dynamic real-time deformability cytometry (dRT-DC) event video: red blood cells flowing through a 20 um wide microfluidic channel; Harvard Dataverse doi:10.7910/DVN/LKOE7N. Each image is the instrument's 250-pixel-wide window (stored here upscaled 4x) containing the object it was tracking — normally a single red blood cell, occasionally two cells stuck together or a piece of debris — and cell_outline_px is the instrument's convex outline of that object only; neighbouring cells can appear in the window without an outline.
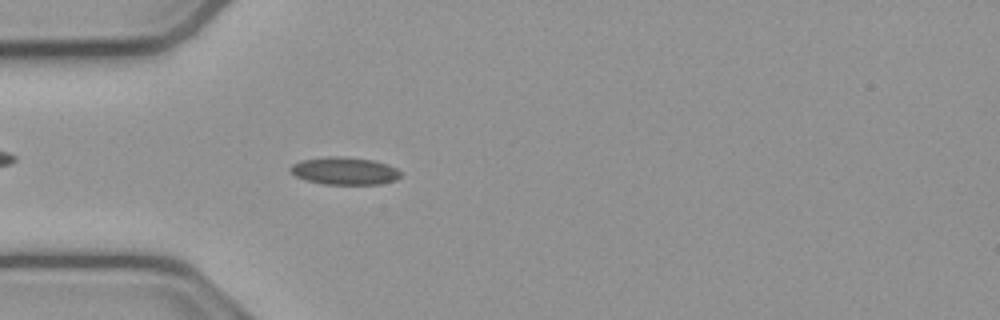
{"species": "common noctule bat (a hibernating species)", "species_latin": "Nyctalus noctula", "temperature_condition": "cold", "stored_images_in_passage": 53, "camera_frame_rate_fps": 3000, "um_per_image_px": 0.085, "animal": {"sex": "male", "body_mass_g": 23.1, "forearm_length_mm": 52.7}, "frame": {"image": 1, "passage_image": 15, "time_ms": 4.667, "image_size_px": [1000, 320], "cell_outline_px": [[400, 176], [396, 180], [380, 184], [324, 184], [304, 180], [288, 172], [288, 168], [292, 164], [300, 160], [328, 156], [344, 156], [376, 160], [388, 164], [396, 168], [400, 172]], "centroid_in_image_um": [29.25, 14.51], "position_along_channel_um": 55.8, "area_um2": 18.03}}
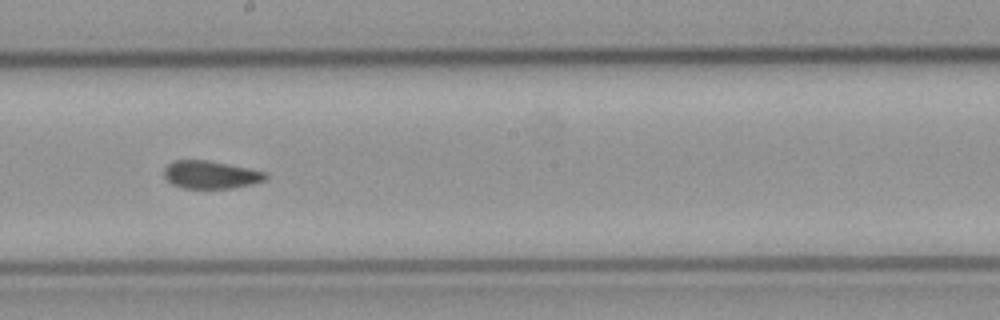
{"frame": {"image": 2, "passage_image": 29, "time_ms": 9.333, "image_size_px": [1000, 320], "cell_outline_px": [[268, 176], [264, 180], [252, 184], [232, 188], [184, 188], [172, 184], [164, 176], [164, 168], [172, 160], [208, 160], [248, 168], [264, 172]], "centroid_in_image_um": [17.88, 14.84], "position_along_channel_um": 230.3, "area_um2": 16.36}}
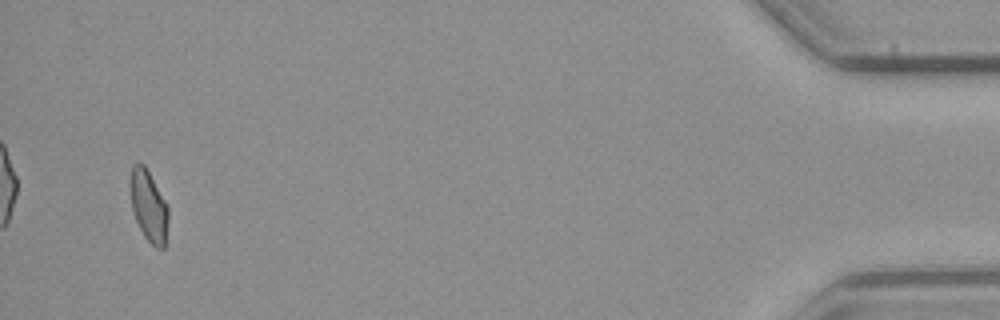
{"frame": {"image": 3, "passage_image": 51, "time_ms": 16.667, "image_size_px": [1000, 320], "cell_outline_px": [[168, 220], [164, 248], [156, 248], [144, 236], [136, 220], [132, 208], [128, 188], [128, 180], [132, 164], [144, 164], [164, 200], [168, 208]], "centroid_in_image_um": [12.59, 17.48], "position_along_channel_um": 422.6, "area_um2": 15.78}, "authors_computed_cell_mechanics": {"area_um2": 16.9932, "velocity_mm_per_s": 3.833, "shape_relaxation_time_tau1_ms": null, "shape_relaxation_time_tau2_ms": 2.1811, "deformation_change_tau1": null, "deformation_change_tau2": 0.072}}